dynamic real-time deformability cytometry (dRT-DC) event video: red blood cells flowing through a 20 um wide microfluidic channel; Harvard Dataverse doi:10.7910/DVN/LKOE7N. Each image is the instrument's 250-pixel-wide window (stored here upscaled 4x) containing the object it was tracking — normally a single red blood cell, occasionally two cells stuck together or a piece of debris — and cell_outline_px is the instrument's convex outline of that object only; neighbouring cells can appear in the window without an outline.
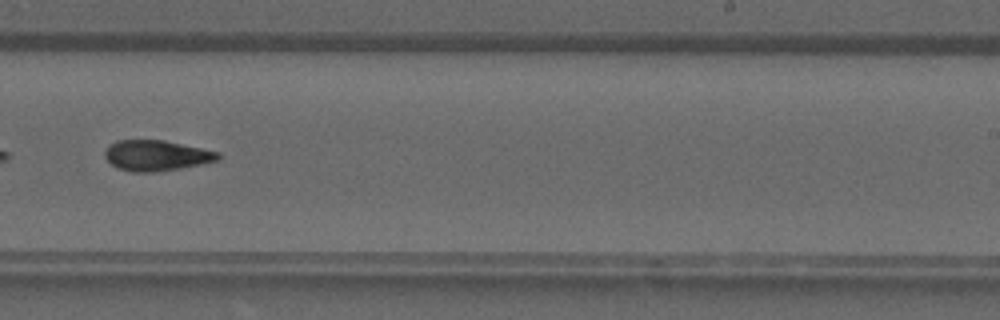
{"species": "common noctule bat (a hibernating species)", "species_latin": "Nyctalus noctula", "temperature_condition": "warm", "stored_images_in_passage": 31, "camera_frame_rate_fps": 3000, "um_per_image_px": 0.085, "animal": {"sex": "male", "forearm_length_mm": 52.5}, "frame": {"image": 1, "passage_image": 18, "time_ms": 5.667, "image_size_px": [1000, 320], "cell_outline_px": [[220, 160], [180, 168], [152, 172], [132, 172], [116, 168], [104, 156], [104, 152], [116, 140], [164, 140], [220, 152]], "centroid_in_image_um": [13.3, 13.22], "position_along_channel_um": 275.7, "area_um2": 20.06}}